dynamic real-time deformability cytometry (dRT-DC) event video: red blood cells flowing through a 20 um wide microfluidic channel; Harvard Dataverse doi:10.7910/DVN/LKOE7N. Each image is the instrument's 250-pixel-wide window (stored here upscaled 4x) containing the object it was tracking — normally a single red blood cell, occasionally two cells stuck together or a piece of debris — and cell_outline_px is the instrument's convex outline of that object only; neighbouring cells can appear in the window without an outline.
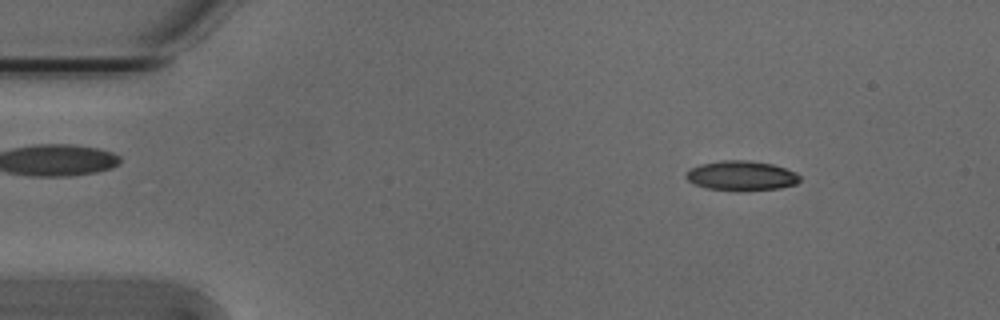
{"species": "Egyptian fruit bat (a non-hibernating species)", "species_latin": "Rousettus aegyptiacus", "temperature_condition": "cold", "stored_images_in_passage": 50, "camera_frame_rate_fps": 3000, "um_per_image_px": 0.085, "animal": {"sex": "male"}, "frame": {"image": 1, "passage_image": 4, "time_ms": 1.0, "image_size_px": [1000, 320], "cell_outline_px": [[800, 180], [796, 184], [780, 188], [740, 192], [736, 192], [704, 188], [688, 180], [684, 176], [688, 168], [700, 164], [724, 160], [748, 160], [772, 164], [796, 172], [800, 176]], "centroid_in_image_um": [62.99, 14.95], "position_along_channel_um": 22.0, "area_um2": 20.11}}
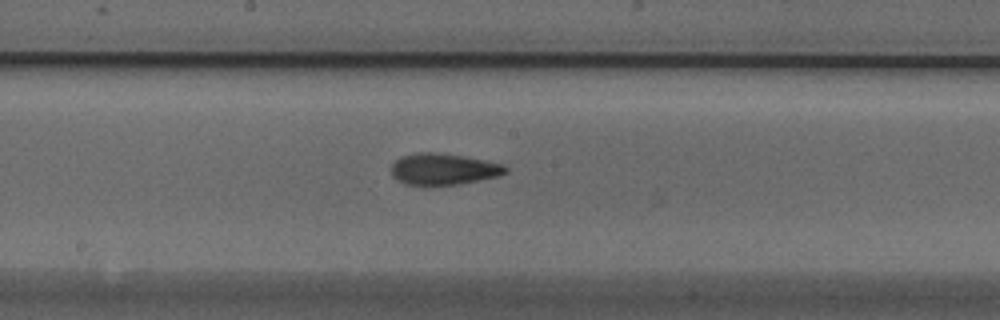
{"frame": {"image": 2, "passage_image": 25, "time_ms": 8.0, "image_size_px": [1000, 320], "cell_outline_px": [[508, 172], [500, 176], [460, 184], [424, 188], [404, 184], [396, 180], [392, 176], [392, 164], [400, 156], [416, 152], [432, 152], [464, 156], [504, 164], [508, 168]], "centroid_in_image_um": [37.66, 14.42], "position_along_channel_um": 210.5, "area_um2": 21.73}}
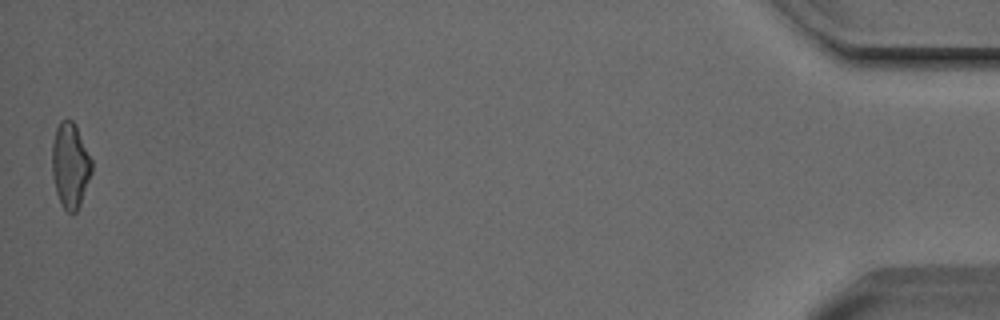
{"frame": {"image": 3, "passage_image": 50, "time_ms": 16.333, "image_size_px": [1000, 320], "cell_outline_px": [[92, 172], [80, 204], [76, 212], [68, 212], [64, 208], [56, 192], [52, 176], [52, 144], [56, 128], [60, 120], [72, 120], [76, 124], [92, 160]], "centroid_in_image_um": [5.97, 14.02], "position_along_channel_um": 429.2, "area_um2": 19.65}, "authors_computed_cell_mechanics": {"area_um2": 20.0566, "velocity_mm_per_s": 3.8277, "shape_relaxation_time_tau1_ms": 8.46, "shape_relaxation_time_tau2_ms": 2.8405, "deformation_change_tau1": 0.2137, "deformation_change_tau2": 0.1031}}